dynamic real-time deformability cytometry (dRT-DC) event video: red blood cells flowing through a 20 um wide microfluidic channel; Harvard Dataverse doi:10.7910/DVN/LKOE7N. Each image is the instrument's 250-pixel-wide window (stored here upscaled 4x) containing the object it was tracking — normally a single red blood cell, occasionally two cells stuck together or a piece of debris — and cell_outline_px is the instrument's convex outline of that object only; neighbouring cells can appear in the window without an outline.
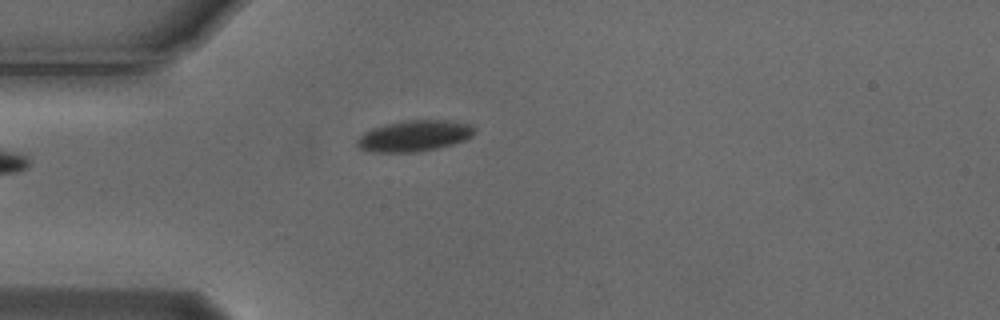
{"species": "Egyptian fruit bat (a non-hibernating species)", "species_latin": "Rousettus aegyptiacus", "temperature_condition": "cold", "stored_images_in_passage": 4, "camera_frame_rate_fps": 3000, "um_per_image_px": 0.085, "animal": {"sex": "male"}, "frame": {"image": 1, "passage_image": 4, "time_ms": 1.0, "image_size_px": [1000, 320], "cell_outline_px": [[476, 132], [472, 136], [464, 140], [452, 144], [436, 148], [416, 152], [372, 152], [360, 148], [356, 144], [356, 140], [364, 132], [372, 128], [384, 124], [404, 120], [448, 120], [472, 124], [476, 128]], "centroid_in_image_um": [35.23, 11.53], "position_along_channel_um": 49.8, "area_um2": 21.39}}